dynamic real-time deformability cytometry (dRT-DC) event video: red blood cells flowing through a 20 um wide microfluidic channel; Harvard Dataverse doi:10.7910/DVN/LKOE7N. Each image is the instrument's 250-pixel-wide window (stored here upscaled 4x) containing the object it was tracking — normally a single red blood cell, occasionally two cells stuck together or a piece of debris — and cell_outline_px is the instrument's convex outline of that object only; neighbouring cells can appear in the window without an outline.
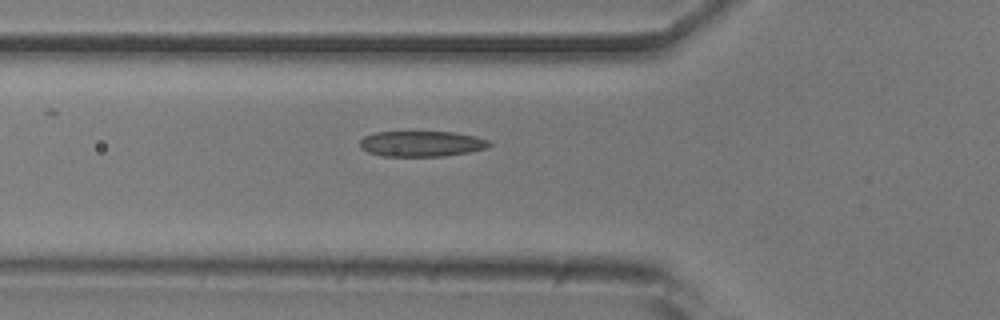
{"species": "common noctule bat (a hibernating species)", "species_latin": "Nyctalus noctula", "temperature_condition": "room temperature", "stored_images_in_passage": 34, "camera_frame_rate_fps": 3000, "um_per_image_px": 0.085, "animal": {"sex": "male", "body_mass_g": 20.5, "forearm_length_mm": 52.5}, "frame": {"image": 1, "passage_image": 2, "time_ms": 0.333, "image_size_px": [1000, 320], "cell_outline_px": [[492, 144], [488, 148], [468, 152], [444, 156], [384, 156], [368, 152], [360, 148], [360, 140], [364, 136], [376, 132], [456, 132], [476, 136], [488, 140]], "centroid_in_image_um": [35.85, 12.21], "position_along_channel_um": 89.9, "area_um2": 19.36}}
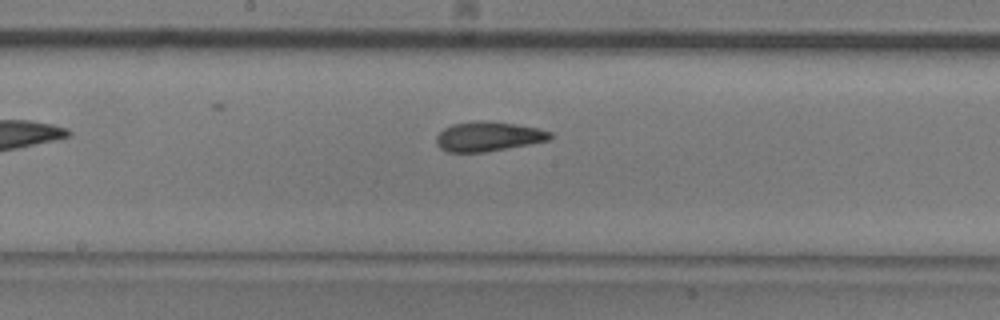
{"frame": {"image": 2, "passage_image": 11, "time_ms": 3.333, "image_size_px": [1000, 320], "cell_outline_px": [[552, 136], [548, 140], [528, 144], [484, 152], [448, 152], [440, 148], [436, 144], [436, 136], [444, 128], [452, 124], [480, 120], [484, 120], [516, 124], [540, 128], [552, 132]], "centroid_in_image_um": [41.48, 11.59], "position_along_channel_um": 206.7, "area_um2": 19.59}}
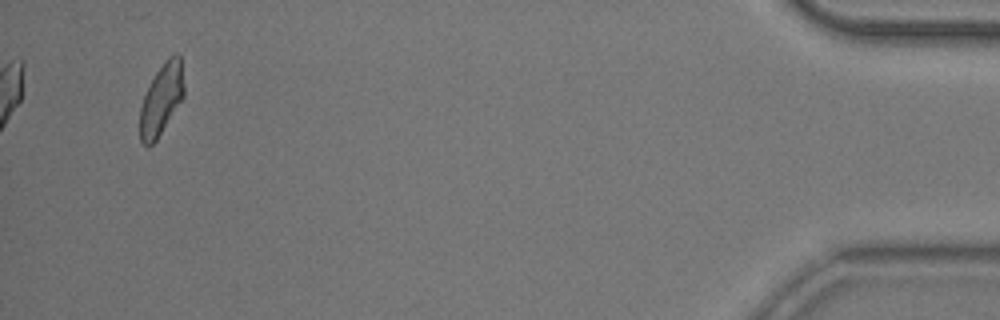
{"frame": {"image": 3, "passage_image": 34, "time_ms": 11.0, "image_size_px": [1000, 320], "cell_outline_px": [[184, 96], [156, 140], [148, 148], [140, 140], [140, 108], [144, 96], [156, 72], [164, 60], [168, 56], [176, 52], [180, 56], [184, 84]], "centroid_in_image_um": [13.72, 8.42], "position_along_channel_um": 421.5, "area_um2": 18.09}}